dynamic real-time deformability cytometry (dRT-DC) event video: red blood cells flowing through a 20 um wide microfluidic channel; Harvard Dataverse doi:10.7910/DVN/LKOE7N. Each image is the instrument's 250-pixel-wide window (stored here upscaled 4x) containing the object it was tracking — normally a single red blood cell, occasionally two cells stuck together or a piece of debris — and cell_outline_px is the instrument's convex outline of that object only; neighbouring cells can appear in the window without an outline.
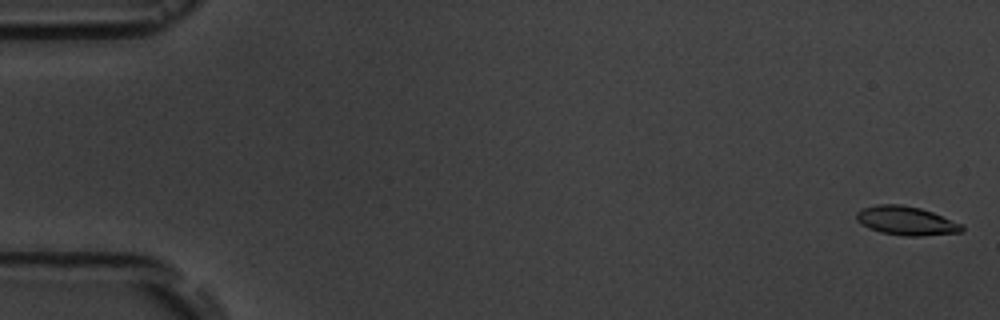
{"species": "common noctule bat (a hibernating species)", "species_latin": "Nyctalus noctula", "temperature_condition": "room temperature", "stored_images_in_passage": 5, "camera_frame_rate_fps": 3000, "um_per_image_px": 0.085, "animal": {"sex": "male", "body_mass_g": 19.5, "forearm_length_mm": 54.6}, "frame": {"image": 1, "passage_image": 1, "time_ms": 0.0, "image_size_px": [1000, 320], "cell_outline_px": [[964, 228], [960, 232], [920, 236], [904, 236], [880, 232], [868, 228], [856, 220], [856, 212], [864, 208], [876, 204], [900, 204], [920, 208], [932, 212], [964, 224]], "centroid_in_image_um": [77.02, 18.76], "position_along_channel_um": 8.0, "area_um2": 17.74}}
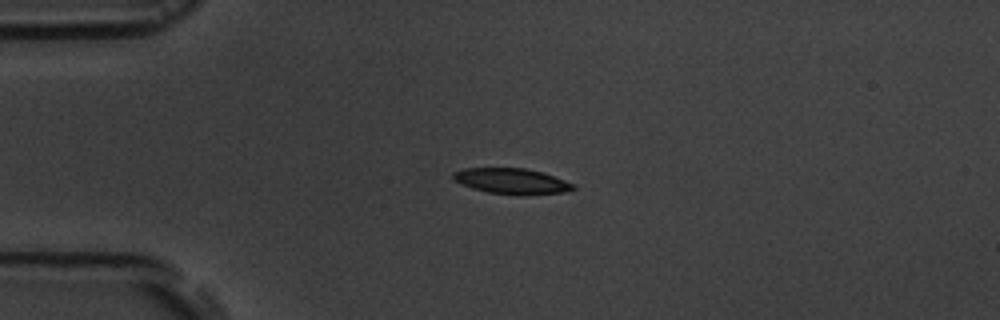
{"frame": {"image": 2, "passage_image": 4, "time_ms": 4.333, "image_size_px": [1000, 320], "cell_outline_px": [[576, 188], [564, 192], [488, 192], [472, 188], [452, 180], [452, 172], [464, 168], [524, 168], [540, 172], [576, 184]], "centroid_in_image_um": [43.4, 15.34], "position_along_channel_um": 41.6, "area_um2": 16.94}}